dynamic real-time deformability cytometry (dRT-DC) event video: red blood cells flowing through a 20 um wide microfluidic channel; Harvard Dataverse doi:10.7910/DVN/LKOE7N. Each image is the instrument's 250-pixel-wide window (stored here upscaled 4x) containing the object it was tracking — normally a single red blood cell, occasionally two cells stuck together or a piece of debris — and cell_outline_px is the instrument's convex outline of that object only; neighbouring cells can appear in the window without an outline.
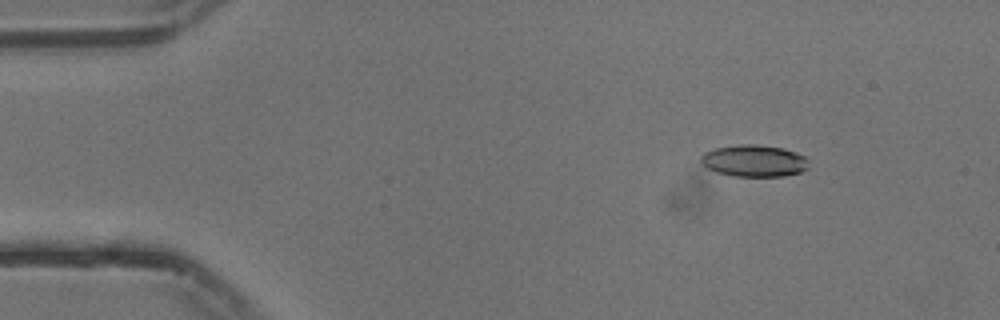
{"species": "common noctule bat (a hibernating species)", "species_latin": "Nyctalus noctula", "temperature_condition": "cold", "stored_images_in_passage": 14, "camera_frame_rate_fps": 3000, "um_per_image_px": 0.085, "animal": {"sex": "male", "body_mass_g": 13.3}, "frame": {"image": 1, "passage_image": 4, "time_ms": 1.0, "image_size_px": [1000, 320], "cell_outline_px": [[808, 168], [800, 172], [784, 176], [732, 176], [716, 172], [700, 164], [700, 156], [704, 152], [716, 148], [740, 144], [756, 144], [784, 148], [808, 156]], "centroid_in_image_um": [64.11, 13.66], "position_along_channel_um": 20.9, "area_um2": 20.29}}